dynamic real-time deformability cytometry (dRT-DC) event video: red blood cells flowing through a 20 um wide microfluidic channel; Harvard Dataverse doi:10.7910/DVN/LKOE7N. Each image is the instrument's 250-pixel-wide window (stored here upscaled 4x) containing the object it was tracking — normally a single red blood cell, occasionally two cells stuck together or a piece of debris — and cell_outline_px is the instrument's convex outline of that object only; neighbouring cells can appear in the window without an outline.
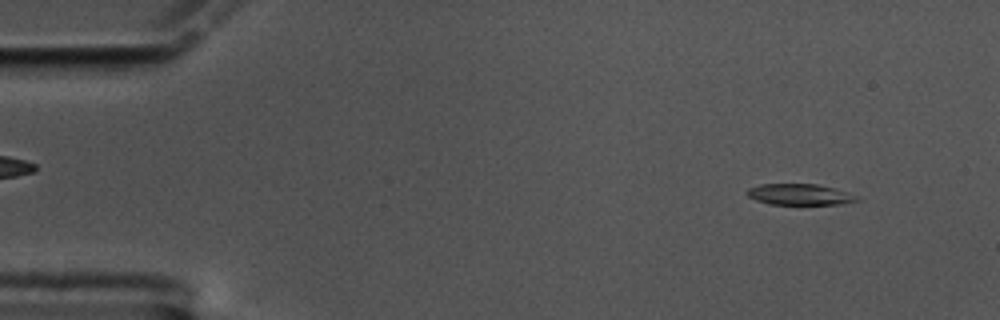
{"species": "common noctule bat (a hibernating species)", "species_latin": "Nyctalus noctula", "temperature_condition": "cold", "stored_images_in_passage": 56, "camera_frame_rate_fps": 3000, "um_per_image_px": 0.085, "animal": {"sex": "male", "body_mass_g": 17.5, "forearm_length_mm": 52.3}, "frame": {"image": 1, "passage_image": 3, "time_ms": 0.667, "image_size_px": [1000, 320], "cell_outline_px": [[860, 200], [840, 204], [768, 204], [756, 200], [748, 196], [744, 192], [748, 188], [760, 184], [816, 184], [832, 188], [844, 192]], "centroid_in_image_um": [67.84, 16.53], "position_along_channel_um": 17.2, "area_um2": 13.18}}
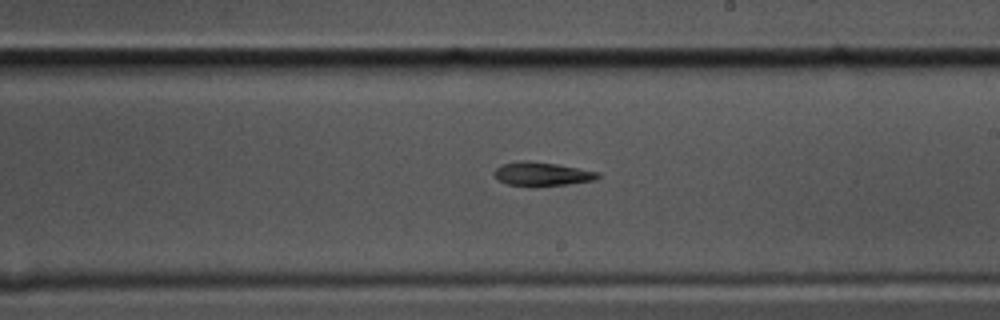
{"frame": {"image": 2, "passage_image": 31, "time_ms": 10.0, "image_size_px": [1000, 320], "cell_outline_px": [[600, 176], [596, 180], [568, 184], [532, 188], [508, 184], [500, 180], [492, 172], [500, 164], [520, 160], [556, 164], [600, 172]], "centroid_in_image_um": [46.06, 14.81], "position_along_channel_um": 242.9, "area_um2": 14.62}}
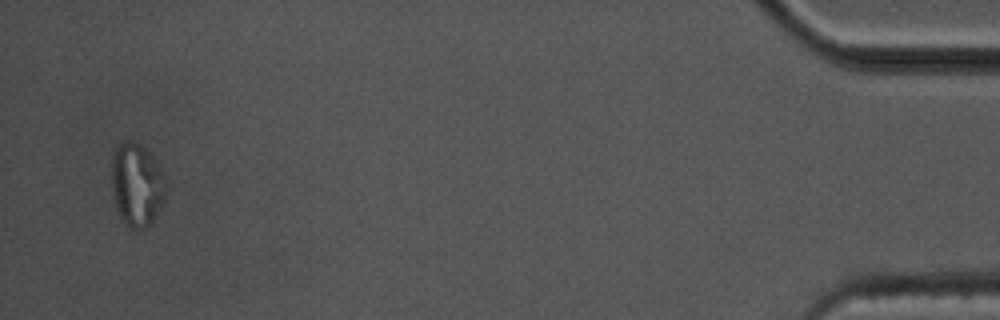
{"frame": {"image": 3, "passage_image": 54, "time_ms": 17.667, "image_size_px": [1000, 320], "cell_outline_px": [[168, 192], [152, 224], [148, 228], [128, 228], [124, 224], [116, 208], [112, 188], [112, 152], [116, 144], [124, 140], [132, 140], [140, 144], [148, 152], [168, 180]], "centroid_in_image_um": [11.64, 15.7], "position_along_channel_um": 423.6, "area_um2": 26.93}, "authors_computed_cell_mechanics": {"area_um2": 14.739, "velocity_mm_per_s": 3.4499, "shape_relaxation_time_tau1_ms": null, "shape_relaxation_time_tau2_ms": 10.452, "deformation_change_tau1": null, "deformation_change_tau2": 0.2041}}